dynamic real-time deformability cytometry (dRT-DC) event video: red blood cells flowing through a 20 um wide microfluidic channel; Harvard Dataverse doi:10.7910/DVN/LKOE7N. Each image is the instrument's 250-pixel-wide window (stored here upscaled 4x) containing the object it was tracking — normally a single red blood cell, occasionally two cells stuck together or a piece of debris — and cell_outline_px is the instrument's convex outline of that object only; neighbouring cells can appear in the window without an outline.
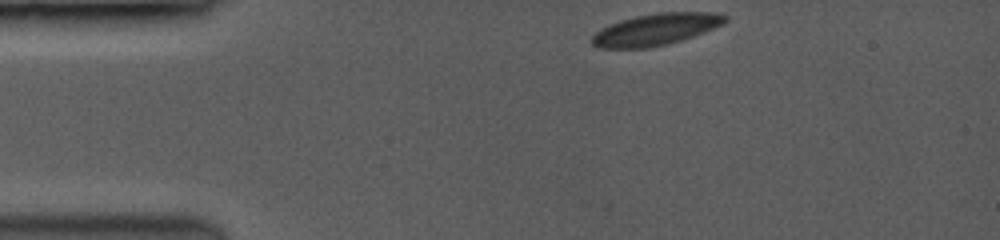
{"species": "common noctule bat (a hibernating species)", "species_latin": "Nyctalus noctula", "temperature_condition": "room temperature", "stored_images_in_passage": 10, "camera_frame_rate_fps": 3500, "um_per_image_px": 0.085, "animal": {"sex": "female", "body_mass_g": 19.0, "forearm_length_mm": 53.3}, "frame": {"image": 1, "passage_image": 1, "time_ms": 0.0, "image_size_px": [1000, 240], "cell_outline_px": [[728, 20], [712, 28], [692, 36], [680, 40], [664, 44], [644, 48], [600, 48], [592, 44], [592, 36], [596, 32], [620, 20], [636, 16], [664, 12], [708, 12], [728, 16]], "centroid_in_image_um": [55.72, 2.5], "position_along_channel_um": 29.3, "area_um2": 23.87}}
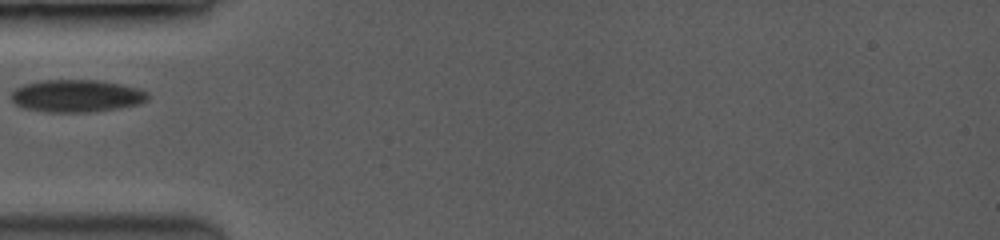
{"frame": {"image": 2, "passage_image": 5, "time_ms": 2.571, "image_size_px": [1000, 240], "cell_outline_px": [[148, 96], [144, 100], [136, 104], [112, 108], [84, 112], [48, 112], [24, 108], [16, 104], [12, 100], [12, 92], [16, 88], [24, 84], [40, 80], [96, 80], [120, 84], [136, 88], [144, 92]], "centroid_in_image_um": [6.41, 8.14], "position_along_channel_um": 78.6, "area_um2": 25.14}}